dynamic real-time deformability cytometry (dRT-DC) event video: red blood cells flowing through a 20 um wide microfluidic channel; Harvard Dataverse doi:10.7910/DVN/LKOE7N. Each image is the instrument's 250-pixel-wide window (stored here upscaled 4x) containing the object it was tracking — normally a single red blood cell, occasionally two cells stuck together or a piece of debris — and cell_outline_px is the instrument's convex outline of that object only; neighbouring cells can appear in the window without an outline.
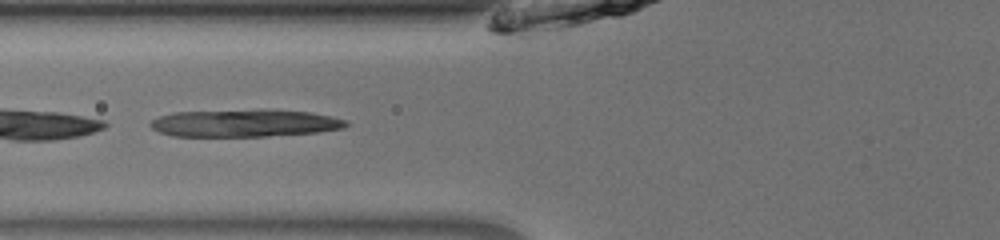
{"species": "common noctule bat (a hibernating species)", "species_latin": "Nyctalus noctula", "temperature_condition": "room temperature", "stored_images_in_passage": 37, "camera_frame_rate_fps": 3000, "um_per_image_px": 0.085, "animal": {"sex": "male", "body_mass_g": 13.0, "forearm_length_mm": 53.1}, "frame": {"image": 1, "passage_image": 12, "time_ms": 3.667, "image_size_px": [1000, 240], "cell_outline_px": [[348, 124], [344, 128], [316, 132], [264, 136], [172, 136], [160, 132], [152, 128], [148, 124], [152, 120], [160, 116], [172, 112], [260, 108], [308, 112], [348, 120]], "centroid_in_image_um": [20.76, 10.44], "position_along_channel_um": 105.0, "area_um2": 31.62}}
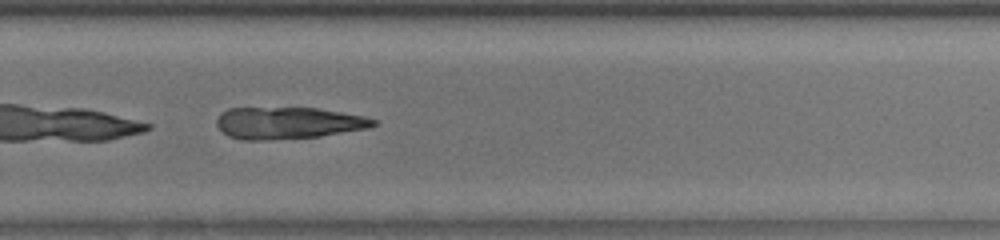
{"frame": {"image": 2, "passage_image": 27, "time_ms": 8.667, "image_size_px": [1000, 240], "cell_outline_px": [[380, 124], [368, 128], [320, 136], [268, 140], [240, 140], [228, 136], [216, 124], [216, 120], [220, 112], [228, 108], [316, 108], [364, 116], [376, 120]], "centroid_in_image_um": [24.47, 10.45], "position_along_channel_um": 305.3, "area_um2": 29.13}}
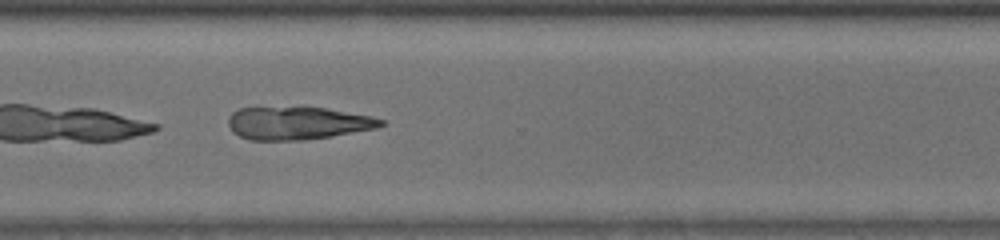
{"frame": {"image": 3, "passage_image": 30, "time_ms": 9.667, "image_size_px": [1000, 240], "cell_outline_px": [[384, 124], [376, 128], [332, 136], [304, 140], [248, 140], [232, 132], [228, 124], [228, 116], [232, 112], [240, 108], [324, 108], [372, 116], [384, 120]], "centroid_in_image_um": [25.27, 10.48], "position_along_channel_um": 345.3, "area_um2": 28.96}}